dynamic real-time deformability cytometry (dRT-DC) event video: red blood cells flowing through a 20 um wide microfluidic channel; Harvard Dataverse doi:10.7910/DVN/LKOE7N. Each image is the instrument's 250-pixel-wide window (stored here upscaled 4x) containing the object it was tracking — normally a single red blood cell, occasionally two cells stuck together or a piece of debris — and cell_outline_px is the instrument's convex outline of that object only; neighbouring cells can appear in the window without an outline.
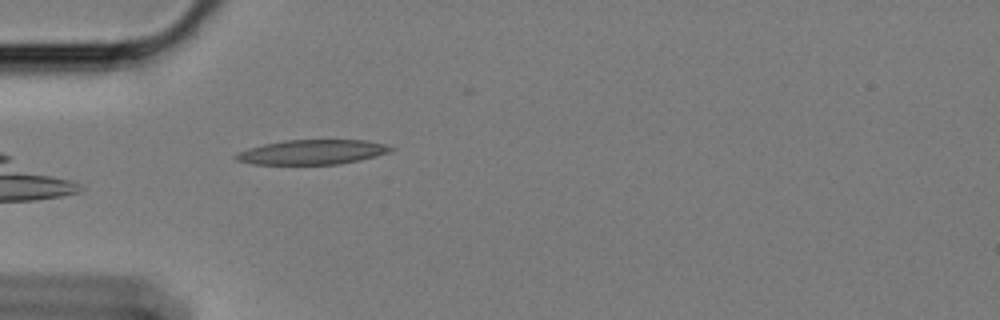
{"species": "Egyptian fruit bat (a non-hibernating species)", "species_latin": "Rousettus aegyptiacus", "temperature_condition": "cold", "stored_images_in_passage": 24, "camera_frame_rate_fps": 3000, "um_per_image_px": 0.085, "animal": {"sex": "female"}, "frame": {"image": 1, "passage_image": 1, "time_ms": 0.0, "image_size_px": [1000, 320], "cell_outline_px": [[396, 148], [392, 152], [360, 160], [340, 164], [252, 164], [236, 160], [232, 156], [236, 152], [248, 148], [264, 144], [284, 140], [368, 140], [388, 144]], "centroid_in_image_um": [26.57, 12.92], "position_along_channel_um": 58.4, "area_um2": 22.6}}
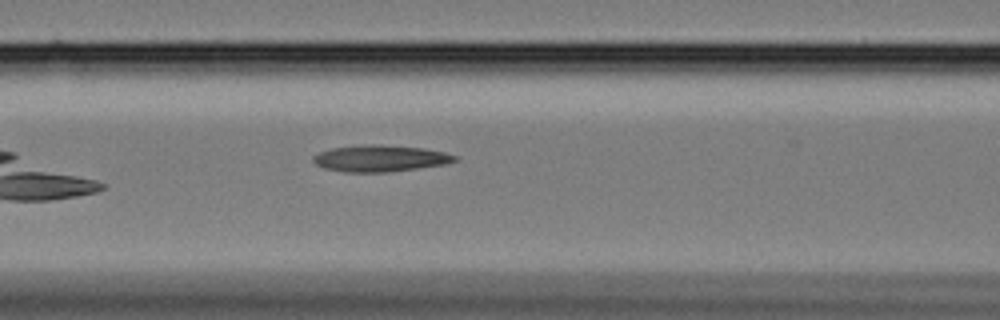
{"frame": {"image": 2, "passage_image": 8, "time_ms": 2.333, "image_size_px": [1000, 320], "cell_outline_px": [[456, 160], [444, 164], [388, 172], [344, 172], [324, 168], [316, 164], [312, 160], [312, 156], [320, 152], [332, 148], [368, 144], [380, 144], [424, 148], [444, 152], [456, 156]], "centroid_in_image_um": [32.27, 13.46], "position_along_channel_um": 134.3, "area_um2": 21.73}}
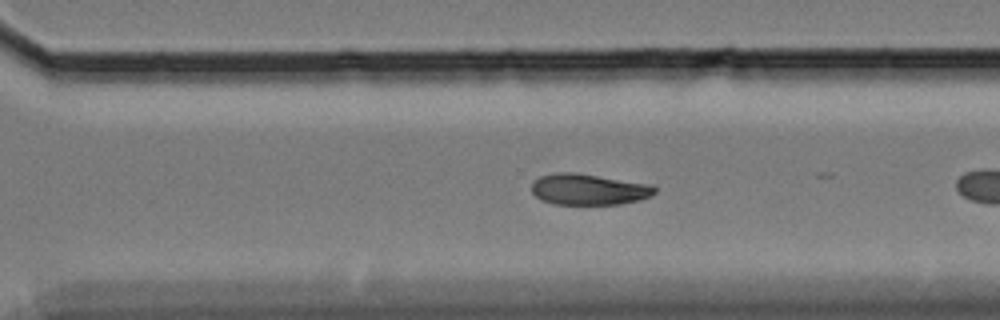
{"frame": {"image": 3, "passage_image": 17, "time_ms": 5.333, "image_size_px": [1000, 320], "cell_outline_px": [[656, 192], [652, 196], [640, 200], [620, 204], [552, 204], [540, 200], [532, 192], [532, 184], [540, 176], [552, 172], [572, 172], [652, 184], [656, 188]], "centroid_in_image_um": [50.04, 16.1], "position_along_channel_um": 320.6, "area_um2": 22.43}}